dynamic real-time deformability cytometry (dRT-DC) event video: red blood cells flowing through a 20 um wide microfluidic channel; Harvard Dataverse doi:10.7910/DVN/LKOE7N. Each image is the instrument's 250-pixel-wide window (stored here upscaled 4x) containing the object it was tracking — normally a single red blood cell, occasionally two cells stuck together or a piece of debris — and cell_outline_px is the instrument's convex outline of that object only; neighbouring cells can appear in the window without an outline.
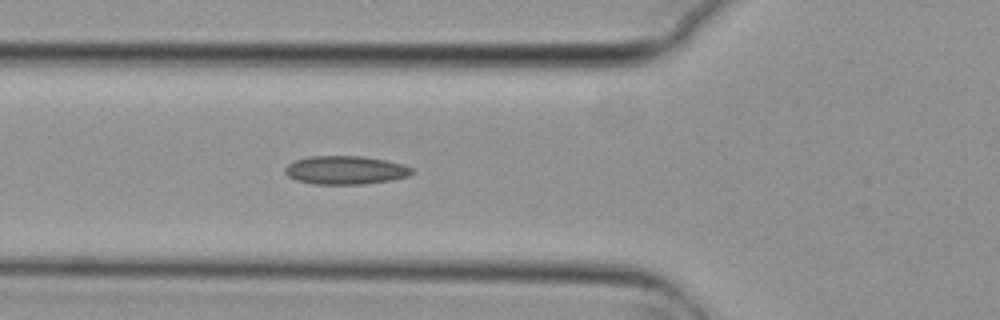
{"species": "common noctule bat (a hibernating species)", "species_latin": "Nyctalus noctula", "temperature_condition": "cold", "stored_images_in_passage": 6, "camera_frame_rate_fps": 3000, "um_per_image_px": 0.085, "animal": {"sex": "female", "body_mass_g": 29.2, "forearm_length_mm": 56.3}, "frame": {"image": 1, "passage_image": 6, "time_ms": 1.667, "image_size_px": [1000, 320], "cell_outline_px": [[416, 172], [408, 176], [392, 180], [364, 184], [312, 184], [296, 180], [288, 176], [284, 172], [284, 168], [288, 164], [296, 160], [308, 156], [364, 156], [404, 164], [412, 168]], "centroid_in_image_um": [29.37, 14.46], "position_along_channel_um": 96.4, "area_um2": 21.21}}